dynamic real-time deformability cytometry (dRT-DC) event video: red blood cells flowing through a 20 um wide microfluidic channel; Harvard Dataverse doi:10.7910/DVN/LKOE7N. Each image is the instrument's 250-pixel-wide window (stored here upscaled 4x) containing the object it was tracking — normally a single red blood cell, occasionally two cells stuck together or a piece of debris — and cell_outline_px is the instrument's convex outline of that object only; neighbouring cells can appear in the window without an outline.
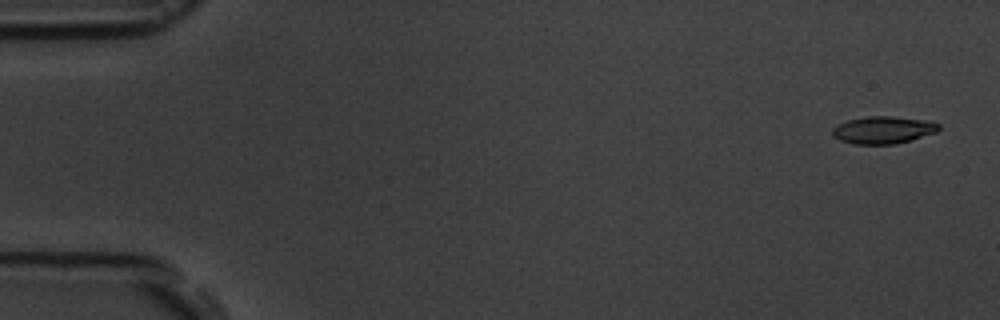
{"species": "common noctule bat (a hibernating species)", "species_latin": "Nyctalus noctula", "temperature_condition": "room temperature", "stored_images_in_passage": 5, "camera_frame_rate_fps": 3000, "um_per_image_px": 0.085, "animal": {"sex": "male", "body_mass_g": 19.5, "forearm_length_mm": 54.6}, "frame": {"image": 1, "passage_image": 1, "time_ms": 0.0, "image_size_px": [1000, 320], "cell_outline_px": [[940, 128], [936, 132], [912, 140], [896, 144], [852, 144], [840, 140], [832, 136], [832, 128], [836, 124], [848, 120], [864, 116], [892, 116], [924, 120], [940, 124]], "centroid_in_image_um": [75.03, 11.05], "position_along_channel_um": 10.0, "area_um2": 17.11}}
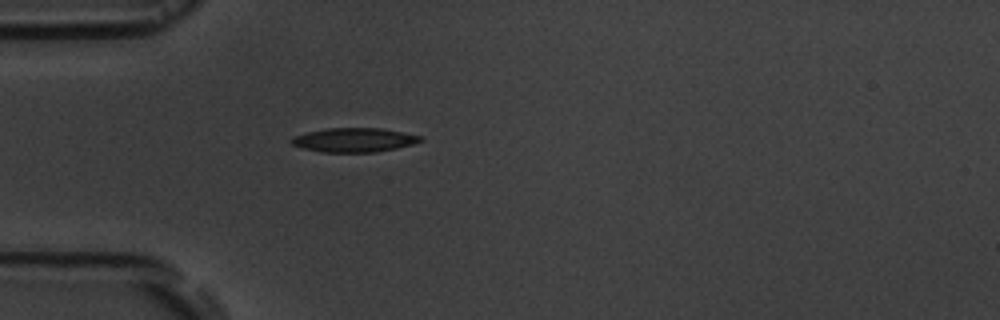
{"frame": {"image": 2, "passage_image": 5, "time_ms": 4.667, "image_size_px": [1000, 320], "cell_outline_px": [[424, 140], [412, 144], [396, 148], [376, 152], [324, 152], [304, 148], [292, 144], [288, 140], [296, 136], [308, 132], [328, 128], [380, 128], [424, 136]], "centroid_in_image_um": [30.14, 11.89], "position_along_channel_um": 54.9, "area_um2": 17.98}}